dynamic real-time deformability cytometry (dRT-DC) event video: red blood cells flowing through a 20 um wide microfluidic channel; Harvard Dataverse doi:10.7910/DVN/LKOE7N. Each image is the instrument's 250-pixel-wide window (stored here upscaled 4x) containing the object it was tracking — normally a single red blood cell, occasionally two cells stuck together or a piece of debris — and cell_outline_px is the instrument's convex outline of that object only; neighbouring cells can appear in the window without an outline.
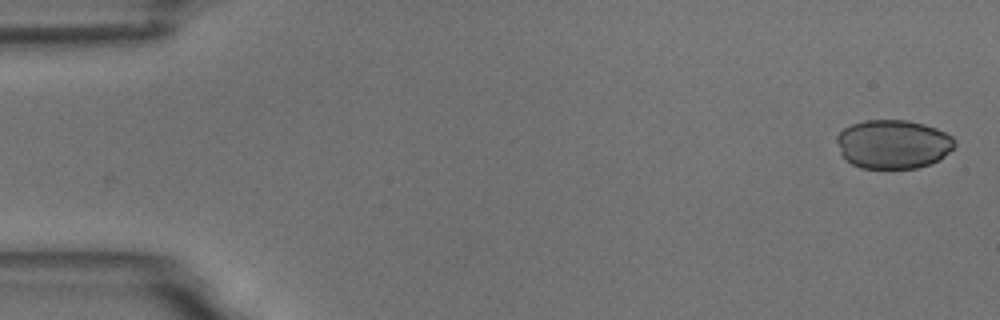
{"species": "common noctule bat (a hibernating species)", "species_latin": "Nyctalus noctula", "temperature_condition": "room temperature", "stored_images_in_passage": 4, "camera_frame_rate_fps": 3000, "um_per_image_px": 0.085, "animal": {"sex": "male", "body_mass_g": 18.8}, "frame": {"image": 1, "passage_image": 4, "time_ms": 3.667, "image_size_px": [1000, 320], "cell_outline_px": [[956, 144], [940, 160], [916, 168], [860, 168], [852, 164], [840, 152], [836, 140], [836, 136], [844, 128], [852, 124], [864, 120], [908, 120], [924, 124], [936, 128], [952, 136], [956, 140]], "centroid_in_image_um": [75.92, 12.25], "position_along_channel_um": 9.1, "area_um2": 33.58}}